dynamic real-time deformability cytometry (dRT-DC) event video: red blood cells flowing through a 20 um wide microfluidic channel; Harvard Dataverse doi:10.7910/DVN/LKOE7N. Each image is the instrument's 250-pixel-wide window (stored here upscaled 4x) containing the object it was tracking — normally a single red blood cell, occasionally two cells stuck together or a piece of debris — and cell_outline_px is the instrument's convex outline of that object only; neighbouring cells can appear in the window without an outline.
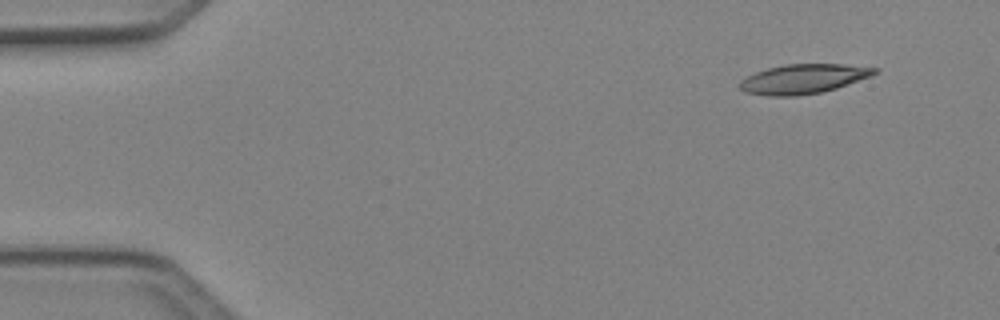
{"species": "Egyptian fruit bat (a non-hibernating species)", "species_latin": "Rousettus aegyptiacus", "temperature_condition": "cold", "stored_images_in_passage": 45, "camera_frame_rate_fps": 3000, "um_per_image_px": 0.085, "animal": {"sex": "female"}, "frame": {"image": 1, "passage_image": 1, "time_ms": 0.0, "image_size_px": [1000, 320], "cell_outline_px": [[880, 72], [872, 76], [836, 88], [820, 92], [796, 96], [768, 96], [744, 92], [740, 88], [740, 80], [756, 72], [768, 68], [784, 64], [844, 64], [880, 68]], "centroid_in_image_um": [68.32, 6.7], "position_along_channel_um": 16.7, "area_um2": 23.24}}
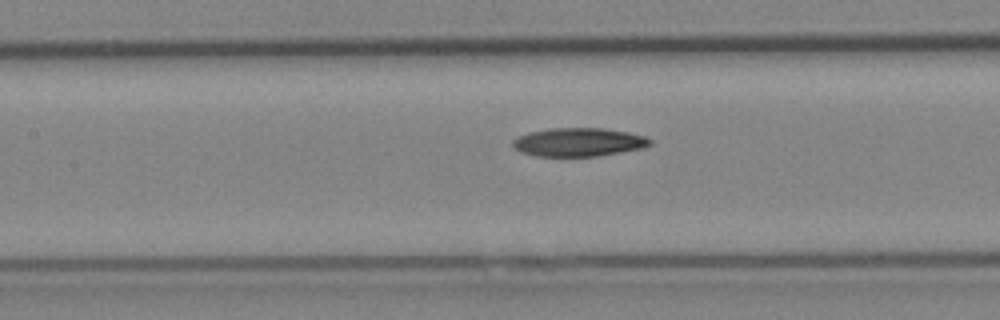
{"frame": {"image": 2, "passage_image": 19, "time_ms": 6.0, "image_size_px": [1000, 320], "cell_outline_px": [[652, 144], [644, 148], [600, 156], [536, 156], [520, 152], [512, 144], [512, 140], [528, 132], [548, 128], [604, 128], [628, 132], [644, 136], [652, 140]], "centroid_in_image_um": [49.2, 12.08], "position_along_channel_um": 158.2, "area_um2": 22.95}}
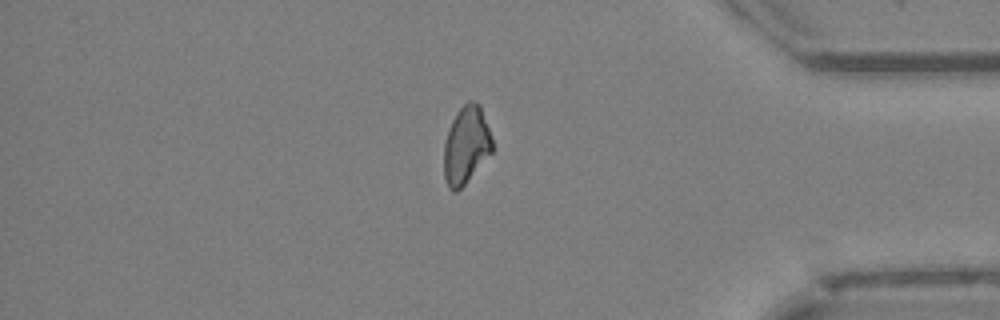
{"frame": {"image": 3, "passage_image": 38, "time_ms": 12.333, "image_size_px": [1000, 320], "cell_outline_px": [[492, 152], [464, 184], [456, 192], [452, 192], [448, 188], [444, 176], [444, 144], [452, 120], [456, 112], [468, 100], [476, 100], [480, 104], [492, 140]], "centroid_in_image_um": [39.61, 12.32], "position_along_channel_um": 395.6, "area_um2": 21.68}}